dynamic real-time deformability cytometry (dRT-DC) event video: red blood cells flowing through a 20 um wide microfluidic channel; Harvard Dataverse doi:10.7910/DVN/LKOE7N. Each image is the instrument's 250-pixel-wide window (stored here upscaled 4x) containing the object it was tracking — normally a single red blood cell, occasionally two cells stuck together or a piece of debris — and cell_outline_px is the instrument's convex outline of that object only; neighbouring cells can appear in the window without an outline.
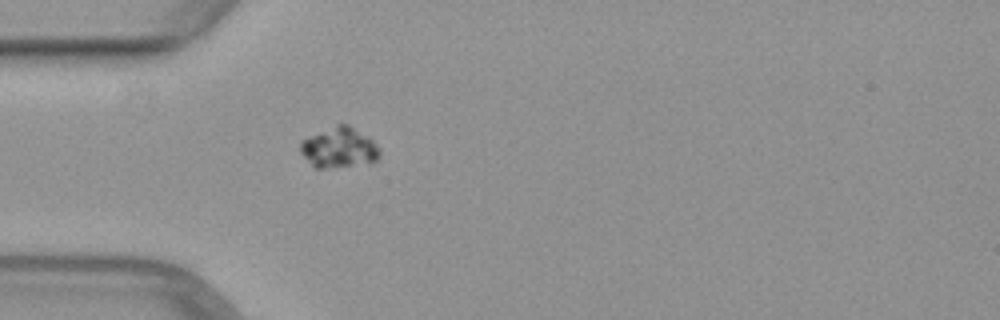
{"species": "common noctule bat (a hibernating species)", "species_latin": "Nyctalus noctula", "temperature_condition": "warm", "stored_images_in_passage": 36, "camera_frame_rate_fps": 3000, "um_per_image_px": 0.085, "animal": {"sex": "female", "body_mass_g": 29.2, "forearm_length_mm": 56.3}, "frame": {"image": 1, "passage_image": 1, "time_ms": 0.0, "image_size_px": [1000, 320], "cell_outline_px": [[380, 156], [372, 164], [324, 168], [316, 168], [300, 152], [300, 140], [336, 124], [348, 124], [372, 140], [380, 148]], "centroid_in_image_um": [28.84, 12.56], "position_along_channel_um": 56.2, "area_um2": 18.73}}
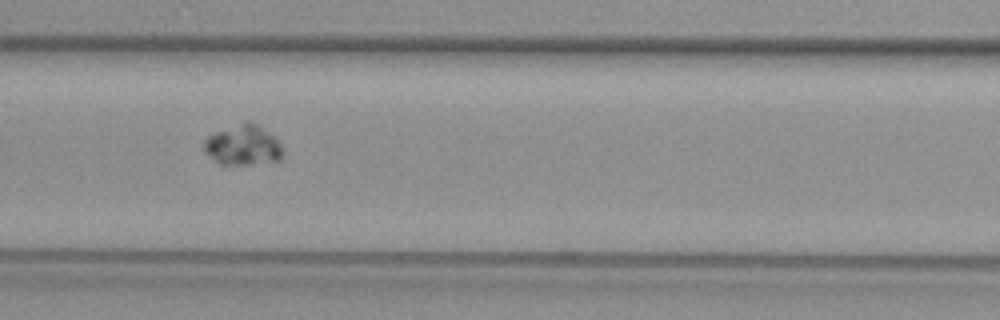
{"frame": {"image": 2, "passage_image": 8, "time_ms": 2.333, "image_size_px": [1000, 320], "cell_outline_px": [[280, 156], [276, 160], [252, 164], [216, 164], [204, 152], [204, 140], [208, 136], [216, 132], [244, 120], [248, 120], [256, 124], [272, 136], [280, 144]], "centroid_in_image_um": [20.56, 12.33], "position_along_channel_um": 146.0, "area_um2": 18.15}}
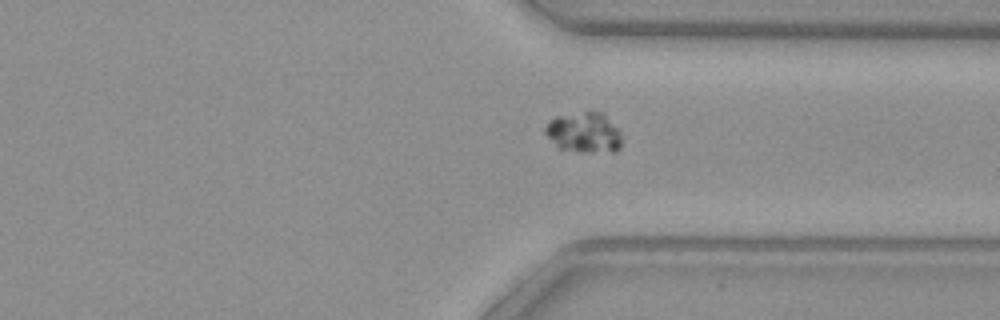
{"frame": {"image": 3, "passage_image": 24, "time_ms": 7.667, "image_size_px": [1000, 320], "cell_outline_px": [[620, 148], [616, 152], [580, 152], [560, 148], [544, 132], [544, 128], [548, 120], [556, 116], [584, 112], [604, 112], [620, 132]], "centroid_in_image_um": [49.65, 11.26], "position_along_channel_um": 361.7, "area_um2": 17.98}}